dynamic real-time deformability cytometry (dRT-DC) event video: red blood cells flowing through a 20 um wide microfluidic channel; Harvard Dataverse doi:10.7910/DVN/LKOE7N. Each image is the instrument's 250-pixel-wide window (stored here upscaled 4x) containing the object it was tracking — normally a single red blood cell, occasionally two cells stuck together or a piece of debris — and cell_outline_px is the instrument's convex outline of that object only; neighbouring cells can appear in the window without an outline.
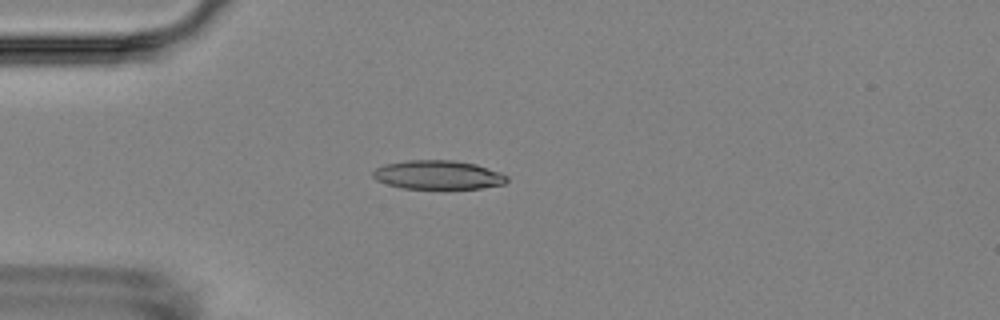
{"species": "Egyptian fruit bat (a non-hibernating species)", "species_latin": "Rousettus aegyptiacus", "temperature_condition": "room temperature", "stored_images_in_passage": 9, "camera_frame_rate_fps": 3000, "um_per_image_px": 0.085, "animal": {"sex": "female"}, "frame": {"image": 1, "passage_image": 3, "time_ms": 3.0, "image_size_px": [1000, 320], "cell_outline_px": [[508, 180], [504, 184], [480, 188], [444, 192], [400, 188], [376, 180], [372, 176], [372, 172], [376, 168], [384, 164], [408, 160], [456, 160], [476, 164], [500, 172], [508, 176]], "centroid_in_image_um": [37.24, 14.91], "position_along_channel_um": 47.8, "area_um2": 23.7}}
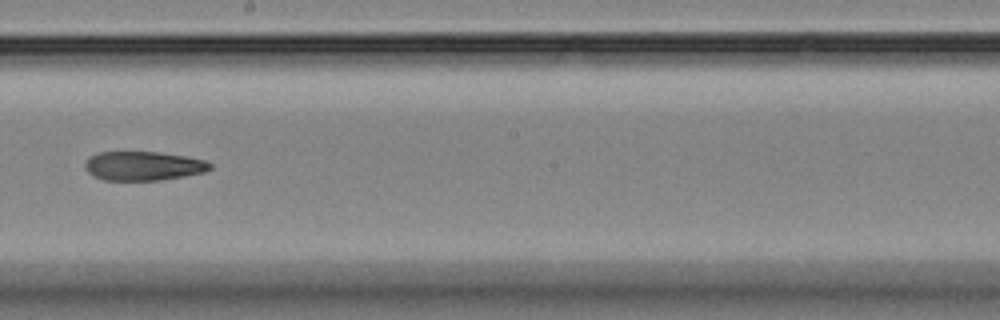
{"frame": {"image": 2, "passage_image": 8, "time_ms": 8.667, "image_size_px": [1000, 320], "cell_outline_px": [[212, 168], [204, 172], [184, 176], [160, 180], [104, 180], [92, 176], [84, 168], [84, 164], [96, 152], [160, 152], [184, 156], [204, 160], [212, 164]], "centroid_in_image_um": [12.17, 14.1], "position_along_channel_um": 236.0, "area_um2": 21.15}}
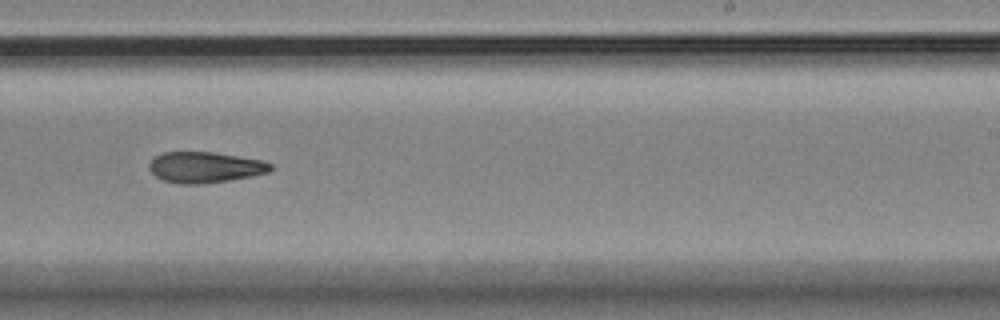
{"frame": {"image": 3, "passage_image": 9, "time_ms": 9.667, "image_size_px": [1000, 320], "cell_outline_px": [[272, 168], [268, 172], [228, 180], [204, 184], [176, 184], [164, 180], [156, 176], [148, 168], [148, 164], [156, 156], [164, 152], [212, 152], [260, 160], [272, 164]], "centroid_in_image_um": [17.37, 14.22], "position_along_channel_um": 271.6, "area_um2": 21.56}}